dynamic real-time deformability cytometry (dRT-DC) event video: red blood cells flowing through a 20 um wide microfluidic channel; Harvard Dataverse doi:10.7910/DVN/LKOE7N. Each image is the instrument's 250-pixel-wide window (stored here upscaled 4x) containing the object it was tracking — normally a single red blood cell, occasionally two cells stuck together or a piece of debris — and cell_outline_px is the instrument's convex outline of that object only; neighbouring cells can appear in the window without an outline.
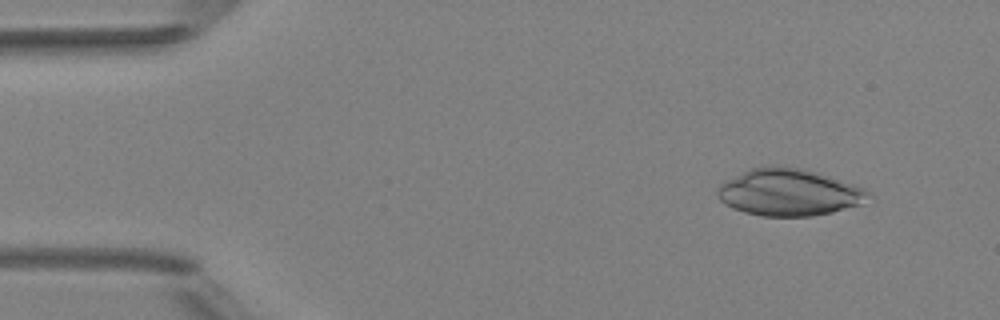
{"species": "Egyptian fruit bat (a non-hibernating species)", "species_latin": "Rousettus aegyptiacus", "temperature_condition": "room temperature", "stored_images_in_passage": 7, "camera_frame_rate_fps": 3000, "um_per_image_px": 0.085, "animal": {"sex": "female"}, "frame": {"image": 1, "passage_image": 2, "time_ms": 1.333, "image_size_px": [1000, 320], "cell_outline_px": [[868, 192], [860, 204], [832, 212], [812, 216], [760, 216], [744, 212], [732, 208], [724, 204], [720, 200], [716, 192], [720, 184], [752, 168], [796, 168], [812, 172], [852, 184], [864, 188]], "centroid_in_image_um": [66.99, 16.4], "position_along_channel_um": 18.0, "area_um2": 39.71}}